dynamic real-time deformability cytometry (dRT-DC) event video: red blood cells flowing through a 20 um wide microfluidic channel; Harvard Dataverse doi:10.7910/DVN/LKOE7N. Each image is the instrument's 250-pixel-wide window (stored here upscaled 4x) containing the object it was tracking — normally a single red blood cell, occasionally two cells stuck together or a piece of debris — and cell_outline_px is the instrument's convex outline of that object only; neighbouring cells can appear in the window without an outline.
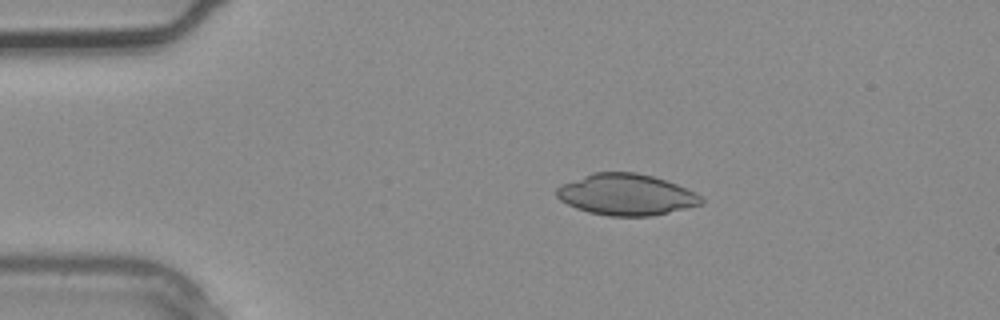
{"species": "common noctule bat (a hibernating species)", "species_latin": "Nyctalus noctula", "temperature_condition": "warm", "stored_images_in_passage": 2, "camera_frame_rate_fps": 3000, "um_per_image_px": 0.085, "animal": {"sex": "male", "body_mass_g": 20.4}, "frame": {"image": 1, "passage_image": 2, "time_ms": 0.333, "image_size_px": [1000, 320], "cell_outline_px": [[704, 204], [652, 216], [608, 216], [588, 212], [576, 208], [560, 200], [556, 196], [556, 188], [560, 184], [592, 172], [636, 172], [652, 176], [676, 184], [696, 192], [704, 200]], "centroid_in_image_um": [53.21, 16.54], "position_along_channel_um": 31.8, "area_um2": 34.97}}